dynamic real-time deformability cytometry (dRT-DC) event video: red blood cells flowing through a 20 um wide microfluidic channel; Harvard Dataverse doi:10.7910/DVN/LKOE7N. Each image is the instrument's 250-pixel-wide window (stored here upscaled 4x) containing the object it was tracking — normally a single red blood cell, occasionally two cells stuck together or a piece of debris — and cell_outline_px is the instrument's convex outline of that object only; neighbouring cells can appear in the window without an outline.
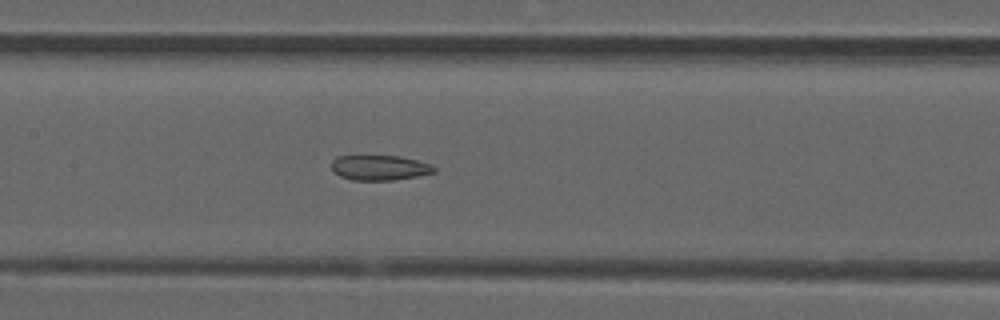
{"species": "common noctule bat (a hibernating species)", "species_latin": "Nyctalus noctula", "temperature_condition": "room temperature", "stored_images_in_passage": 53, "segment_of_instrument_passage": [2, 2], "camera_frame_rate_fps": 3000, "um_per_image_px": 0.085, "animal": {"sex": "male", "forearm_length_mm": 52.5}, "frame": {"image": 1, "passage_image": 25, "time_ms": 8.0, "image_size_px": [1000, 320], "cell_outline_px": [[436, 172], [416, 176], [392, 180], [352, 180], [340, 176], [332, 168], [332, 160], [336, 156], [400, 156], [432, 164], [436, 168]], "centroid_in_image_um": [32.28, 14.25], "position_along_channel_um": 175.1, "area_um2": 14.91}}
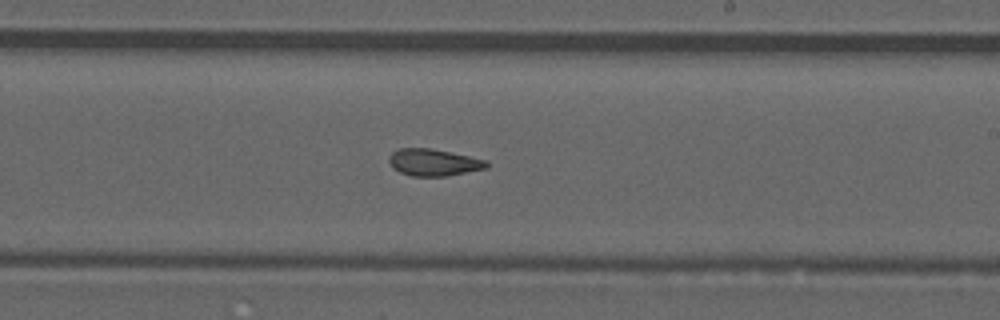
{"frame": {"image": 2, "passage_image": 31, "time_ms": 10.0, "image_size_px": [1000, 320], "cell_outline_px": [[488, 168], [444, 176], [412, 176], [400, 172], [392, 168], [388, 160], [388, 156], [392, 152], [400, 148], [432, 148], [488, 160]], "centroid_in_image_um": [36.84, 13.8], "position_along_channel_um": 252.2, "area_um2": 15.37}}
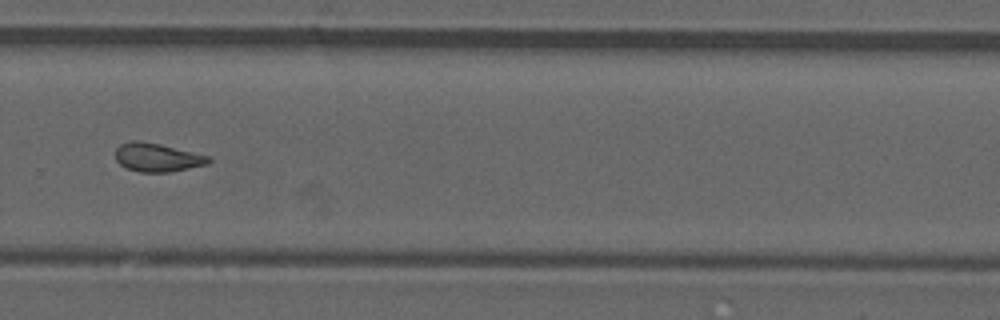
{"frame": {"image": 3, "passage_image": 36, "time_ms": 11.667, "image_size_px": [1000, 320], "cell_outline_px": [[212, 160], [208, 164], [168, 172], [140, 172], [128, 168], [120, 164], [116, 160], [116, 148], [120, 144], [128, 140], [140, 140], [160, 144], [208, 156]], "centroid_in_image_um": [13.33, 13.37], "position_along_channel_um": 316.5, "area_um2": 15.37}}